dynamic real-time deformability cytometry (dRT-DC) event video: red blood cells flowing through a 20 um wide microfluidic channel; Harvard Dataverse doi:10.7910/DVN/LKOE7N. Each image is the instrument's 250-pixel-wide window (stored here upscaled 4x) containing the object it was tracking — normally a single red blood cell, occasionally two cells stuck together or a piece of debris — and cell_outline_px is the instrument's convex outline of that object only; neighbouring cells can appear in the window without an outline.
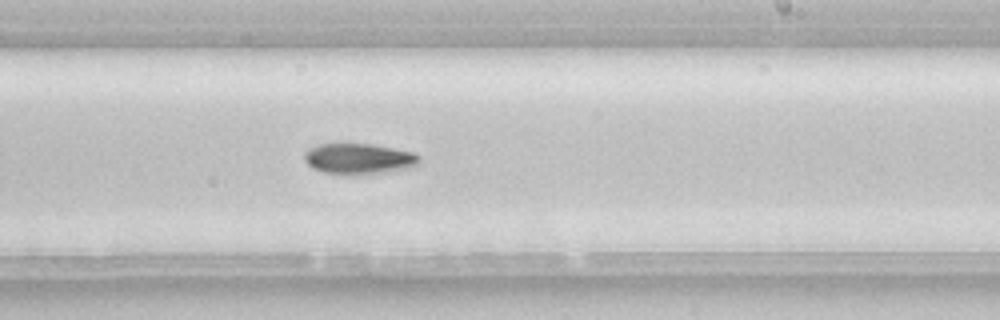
{"species": "common noctule bat (a hibernating species)", "species_latin": "Nyctalus noctula", "temperature_condition": "room temperature", "stored_images_in_passage": 40, "camera_frame_rate_fps": 3000, "um_per_image_px": 0.085, "animal": {"sex": "female", "body_mass_g": 22.7, "forearm_length_mm": 54.2}, "frame": {"image": 1, "passage_image": 18, "time_ms": 5.667, "image_size_px": [1000, 320], "cell_outline_px": [[420, 164], [408, 168], [388, 172], [324, 172], [312, 168], [304, 160], [304, 152], [316, 144], [372, 144], [416, 152], [420, 156]], "centroid_in_image_um": [30.55, 13.45], "position_along_channel_um": 258.5, "area_um2": 20.11}, "authors_computed_cell_mechanics": {"area_um2": 19.8832, "velocity_mm_per_s": 3.9322, "shape_relaxation_time_tau1_ms": 4.1424, "shape_relaxation_time_tau2_ms": null, "deformation_change_tau1": 0.1055, "deformation_change_tau2": null}}